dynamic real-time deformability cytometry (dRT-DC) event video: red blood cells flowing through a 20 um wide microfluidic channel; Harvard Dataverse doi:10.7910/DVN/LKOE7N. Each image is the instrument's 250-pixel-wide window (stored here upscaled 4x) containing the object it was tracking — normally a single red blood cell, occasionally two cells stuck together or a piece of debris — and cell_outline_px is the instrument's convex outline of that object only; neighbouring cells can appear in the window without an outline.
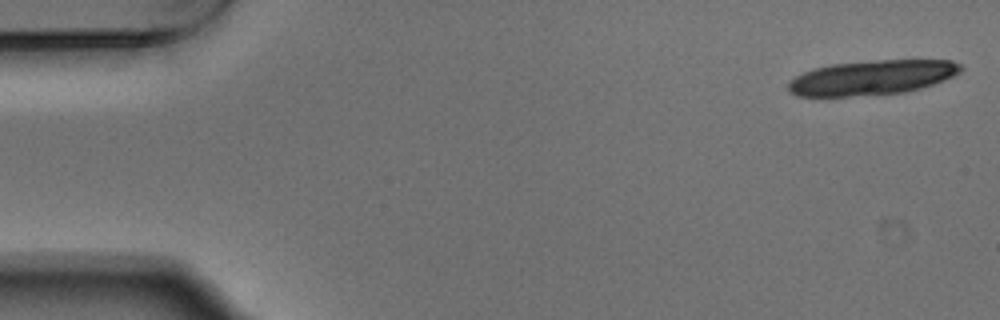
{"species": "Egyptian fruit bat (a non-hibernating species)", "species_latin": "Rousettus aegyptiacus", "temperature_condition": "warm", "stored_images_in_passage": 18, "camera_frame_rate_fps": 3000, "um_per_image_px": 0.085, "animal": {"sex": "male"}, "frame": {"image": 1, "passage_image": 1, "time_ms": 0.0, "image_size_px": [1000, 320], "cell_outline_px": [[964, 68], [960, 72], [944, 80], [920, 88], [904, 92], [848, 96], [796, 96], [788, 92], [788, 84], [796, 76], [812, 68], [832, 64], [876, 60], [952, 60], [964, 64]], "centroid_in_image_um": [74.13, 6.58], "position_along_channel_um": 10.9, "area_um2": 34.8}}